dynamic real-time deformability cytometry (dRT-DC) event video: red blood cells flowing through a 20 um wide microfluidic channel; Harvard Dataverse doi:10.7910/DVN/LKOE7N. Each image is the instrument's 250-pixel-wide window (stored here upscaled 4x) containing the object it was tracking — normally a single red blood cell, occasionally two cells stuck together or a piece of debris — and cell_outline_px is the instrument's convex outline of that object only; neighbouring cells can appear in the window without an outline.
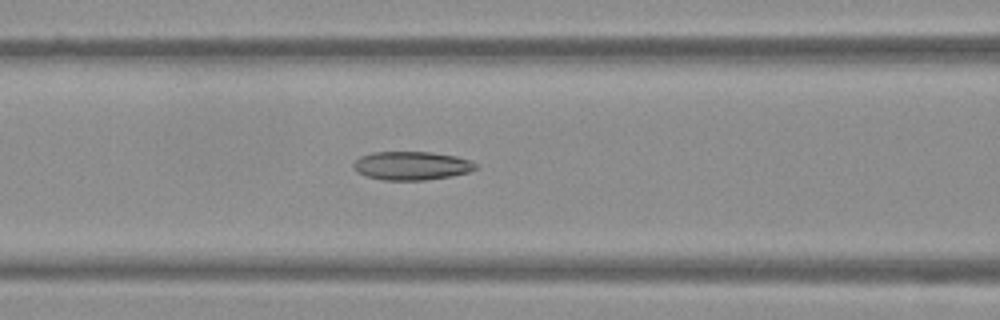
{"species": "Egyptian fruit bat (a non-hibernating species)", "species_latin": "Rousettus aegyptiacus", "temperature_condition": "warm", "stored_images_in_passage": 34, "camera_frame_rate_fps": 3000, "um_per_image_px": 0.085, "frame": {"image": 1, "passage_image": 5, "time_ms": 1.333, "image_size_px": [1000, 320], "cell_outline_px": [[480, 168], [468, 172], [452, 176], [424, 180], [384, 180], [368, 176], [356, 172], [352, 168], [352, 164], [360, 156], [376, 152], [432, 152], [456, 156], [472, 160], [480, 164]], "centroid_in_image_um": [35.04, 14.08], "position_along_channel_um": 131.6, "area_um2": 20.58}}
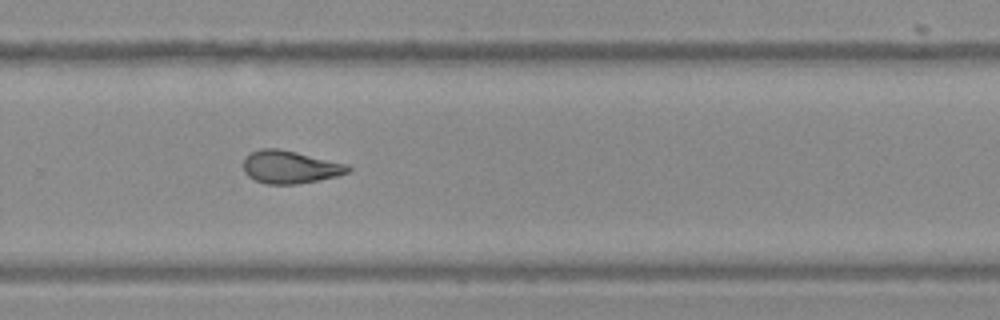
{"frame": {"image": 2, "passage_image": 18, "time_ms": 5.667, "image_size_px": [1000, 320], "cell_outline_px": [[352, 168], [348, 172], [336, 176], [296, 184], [264, 184], [248, 176], [244, 172], [244, 156], [260, 148], [280, 148], [348, 164]], "centroid_in_image_um": [24.63, 14.18], "position_along_channel_um": 305.2, "area_um2": 20.0}}
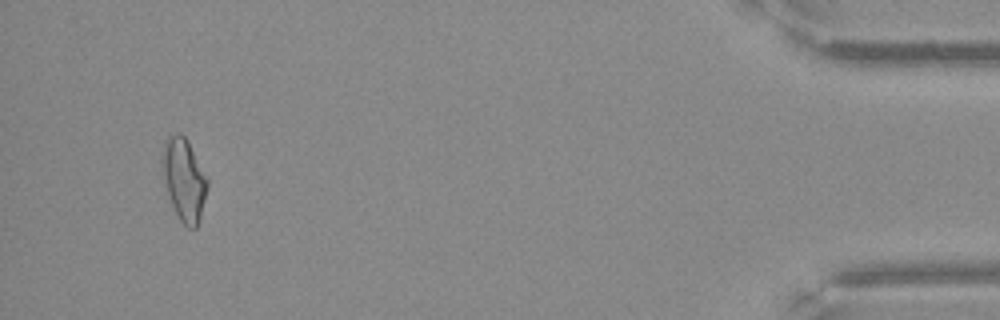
{"frame": {"image": 3, "passage_image": 32, "time_ms": 10.333, "image_size_px": [1000, 320], "cell_outline_px": [[208, 188], [200, 220], [196, 228], [188, 228], [180, 220], [168, 196], [160, 168], [160, 160], [164, 140], [168, 136], [180, 132], [184, 136], [208, 176]], "centroid_in_image_um": [15.63, 15.24], "position_along_channel_um": 419.6, "area_um2": 22.08}}